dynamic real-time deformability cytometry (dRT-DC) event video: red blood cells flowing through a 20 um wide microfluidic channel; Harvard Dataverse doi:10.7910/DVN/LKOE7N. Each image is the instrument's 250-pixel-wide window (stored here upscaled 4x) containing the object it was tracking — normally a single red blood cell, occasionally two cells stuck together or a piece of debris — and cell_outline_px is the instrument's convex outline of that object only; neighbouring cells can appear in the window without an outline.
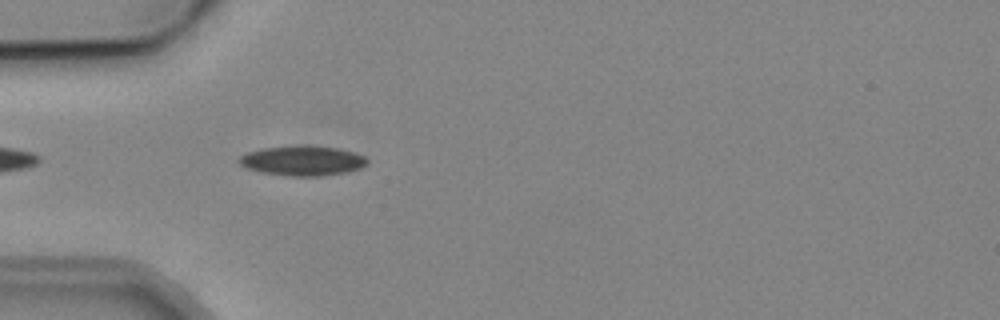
{"species": "common noctule bat (a hibernating species)", "species_latin": "Nyctalus noctula", "temperature_condition": "cold", "stored_images_in_passage": 1, "camera_frame_rate_fps": 3000, "um_per_image_px": 0.085, "animal": {"sex": "male", "body_mass_g": 19.2, "forearm_length_mm": 51.8}, "frame": {"image": 1, "passage_image": 1, "time_ms": 0.0, "image_size_px": [1000, 320], "cell_outline_px": [[368, 160], [360, 168], [340, 172], [316, 176], [292, 176], [264, 172], [248, 168], [240, 164], [236, 160], [240, 156], [248, 152], [264, 148], [296, 144], [304, 144], [336, 148], [352, 152], [364, 156]], "centroid_in_image_um": [25.66, 13.63], "position_along_channel_um": 59.3, "area_um2": 21.96}}